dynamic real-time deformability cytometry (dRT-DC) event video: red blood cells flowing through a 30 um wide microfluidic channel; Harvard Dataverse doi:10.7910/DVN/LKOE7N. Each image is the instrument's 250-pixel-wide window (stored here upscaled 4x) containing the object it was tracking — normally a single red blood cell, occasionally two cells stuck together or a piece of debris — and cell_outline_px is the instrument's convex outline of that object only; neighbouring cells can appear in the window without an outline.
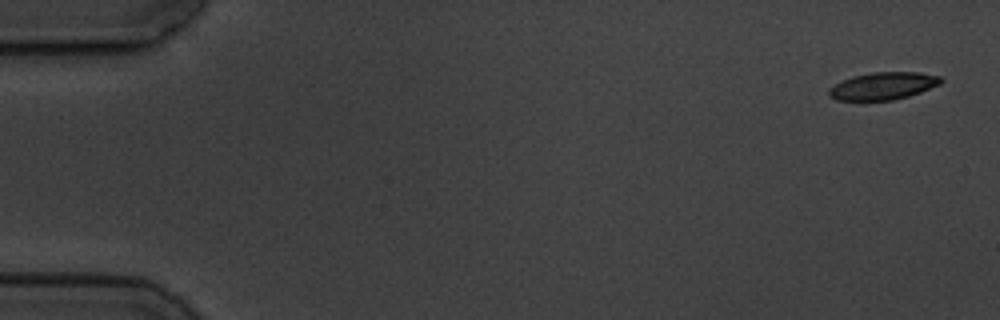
{"species": "common noctule bat (a hibernating species)", "species_latin": "Nyctalus noctula", "temperature_condition": "cold", "stored_images_in_passage": 5, "segment_of_instrument_passage": [1, 2], "camera_frame_rate_fps": 3000, "um_per_image_px": 0.085, "animal": {"sex": "male", "body_mass_g": 19.5, "forearm_length_mm": 54.6}, "frame": {"image": 1, "passage_image": 1, "time_ms": 0.0, "image_size_px": [1000, 320], "cell_outline_px": [[944, 80], [940, 84], [920, 92], [908, 96], [892, 100], [836, 100], [828, 96], [828, 88], [852, 76], [872, 72], [920, 72], [940, 76]], "centroid_in_image_um": [75.07, 7.3], "position_along_channel_um": 9.9, "area_um2": 17.86}}
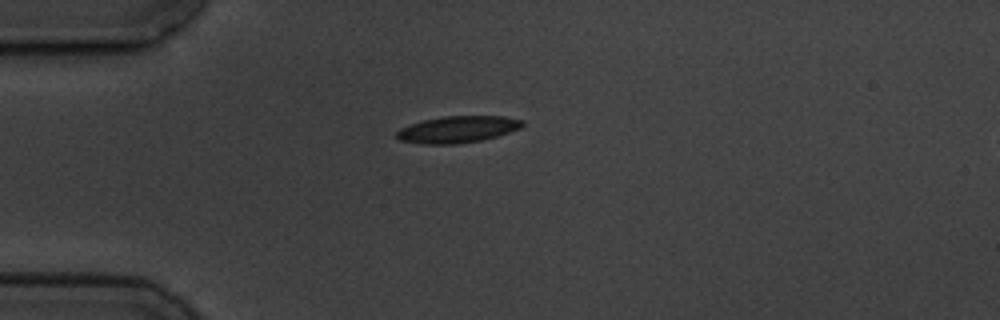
{"frame": {"image": 2, "passage_image": 4, "time_ms": 4.333, "image_size_px": [1000, 320], "cell_outline_px": [[524, 124], [520, 128], [496, 136], [480, 140], [456, 144], [424, 144], [400, 140], [396, 136], [396, 132], [400, 128], [424, 120], [444, 116], [504, 116], [524, 120]], "centroid_in_image_um": [38.91, 10.99], "position_along_channel_um": 46.1, "area_um2": 19.36}}